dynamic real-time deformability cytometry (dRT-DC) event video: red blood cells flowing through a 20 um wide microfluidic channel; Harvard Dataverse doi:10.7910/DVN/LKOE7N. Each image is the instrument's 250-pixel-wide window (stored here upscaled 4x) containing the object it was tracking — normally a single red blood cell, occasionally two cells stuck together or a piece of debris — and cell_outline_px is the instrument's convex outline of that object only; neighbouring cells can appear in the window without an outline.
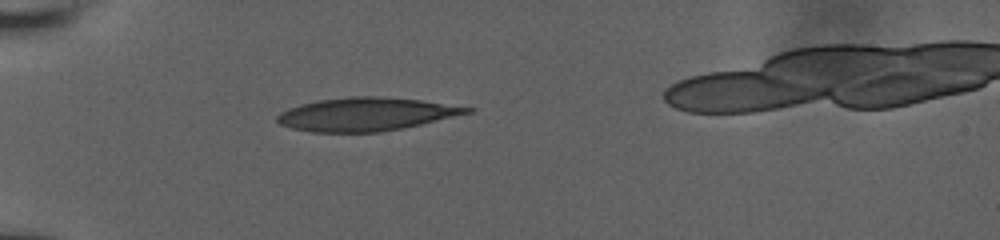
{"species": "human", "species_latin": "Homo sapiens", "temperature_condition": "room temperature", "stored_images_in_passage": 51, "camera_frame_rate_fps": 3000, "um_per_image_px": 0.085, "donor": {"sex": "male"}, "frame": {"image": 1, "passage_image": 1, "time_ms": 0.0, "image_size_px": [1000, 240], "cell_outline_px": [[476, 108], [472, 112], [420, 124], [400, 128], [376, 132], [312, 132], [292, 128], [280, 124], [276, 120], [276, 116], [280, 112], [288, 108], [300, 104], [316, 100], [348, 96], [376, 96], [420, 100]], "centroid_in_image_um": [31.06, 9.7], "position_along_channel_um": 53.9, "area_um2": 36.59}}
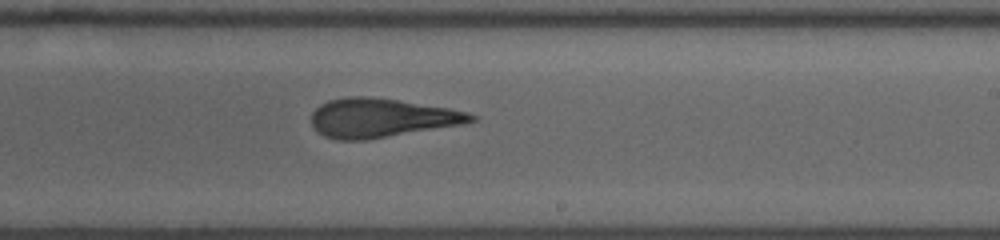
{"frame": {"image": 2, "passage_image": 22, "time_ms": 5.667, "image_size_px": [1000, 240], "cell_outline_px": [[480, 116], [476, 120], [460, 124], [368, 140], [336, 140], [324, 136], [312, 124], [312, 112], [320, 104], [328, 100], [348, 96], [368, 96], [396, 100], [448, 108], [468, 112]], "centroid_in_image_um": [32.39, 10.02], "position_along_channel_um": 256.6, "area_um2": 36.01}}
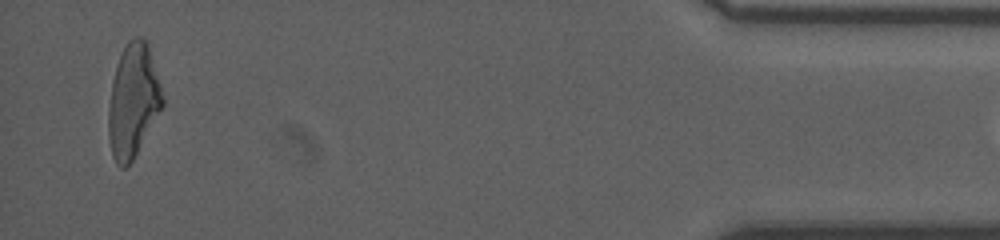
{"frame": {"image": 3, "passage_image": 48, "time_ms": 11.667, "image_size_px": [1000, 240], "cell_outline_px": [[164, 104], [132, 160], [124, 168], [120, 168], [116, 164], [112, 156], [108, 136], [108, 108], [112, 80], [116, 64], [128, 40], [132, 36], [140, 36], [148, 40], [164, 96]], "centroid_in_image_um": [11.31, 8.51], "position_along_channel_um": 423.9, "area_um2": 35.95}}